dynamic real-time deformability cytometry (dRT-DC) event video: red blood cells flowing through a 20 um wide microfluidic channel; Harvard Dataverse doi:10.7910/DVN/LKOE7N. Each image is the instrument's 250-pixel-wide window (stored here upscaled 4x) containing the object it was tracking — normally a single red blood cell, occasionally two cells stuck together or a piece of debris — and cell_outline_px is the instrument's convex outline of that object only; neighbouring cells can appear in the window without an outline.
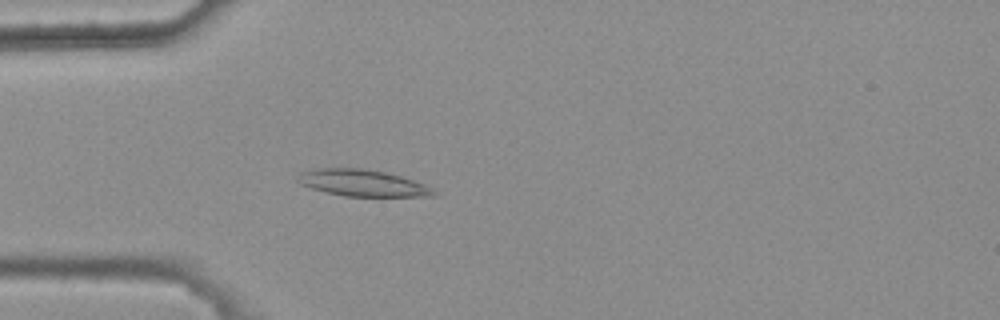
{"species": "common noctule bat (a hibernating species)", "species_latin": "Nyctalus noctula", "temperature_condition": "warm", "stored_images_in_passage": 5, "camera_frame_rate_fps": 3000, "um_per_image_px": 0.085, "animal": {"sex": "female", "body_mass_g": 25.1}, "frame": {"image": 1, "passage_image": 5, "time_ms": 1.333, "image_size_px": [1000, 320], "cell_outline_px": [[436, 196], [344, 196], [312, 188], [300, 184], [296, 180], [296, 176], [300, 172], [320, 168], [364, 168], [384, 172], [400, 176], [424, 184], [432, 188], [436, 192]], "centroid_in_image_um": [30.79, 15.55], "position_along_channel_um": 54.2, "area_um2": 20.92}}